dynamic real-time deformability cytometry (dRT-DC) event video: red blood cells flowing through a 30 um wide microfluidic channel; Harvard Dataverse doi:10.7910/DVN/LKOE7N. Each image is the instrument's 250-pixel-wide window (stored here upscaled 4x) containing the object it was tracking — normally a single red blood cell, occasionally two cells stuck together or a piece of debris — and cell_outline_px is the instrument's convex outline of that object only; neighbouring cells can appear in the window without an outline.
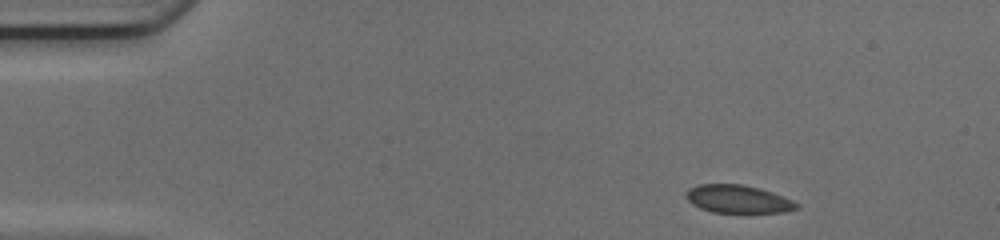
{"species": "common noctule bat (a hibernating species)", "species_latin": "Nyctalus noctula", "temperature_condition": "cold", "stored_images_in_passage": 44, "camera_frame_rate_fps": 3000, "um_per_image_px": 0.085, "animal": {"sex": "female", "body_mass_g": 17.0, "forearm_length_mm": 48.0}, "frame": {"image": 1, "passage_image": 1, "time_ms": 0.0, "image_size_px": [1000, 240], "cell_outline_px": [[800, 208], [784, 212], [712, 212], [700, 208], [692, 204], [684, 196], [688, 188], [700, 184], [744, 184], [760, 188], [772, 192], [792, 200], [800, 204]], "centroid_in_image_um": [62.73, 16.91], "position_along_channel_um": 22.3, "area_um2": 18.09}}
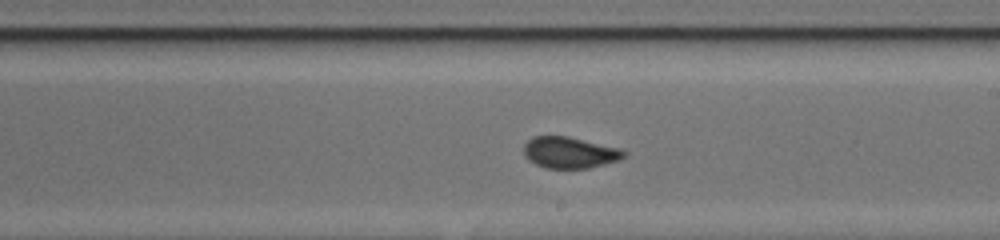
{"frame": {"image": 2, "passage_image": 23, "time_ms": 7.333, "image_size_px": [1000, 240], "cell_outline_px": [[628, 156], [620, 160], [588, 168], [544, 168], [528, 160], [524, 156], [524, 144], [532, 136], [568, 136], [620, 148], [628, 152]], "centroid_in_image_um": [48.44, 12.96], "position_along_channel_um": 240.6, "area_um2": 18.5}}
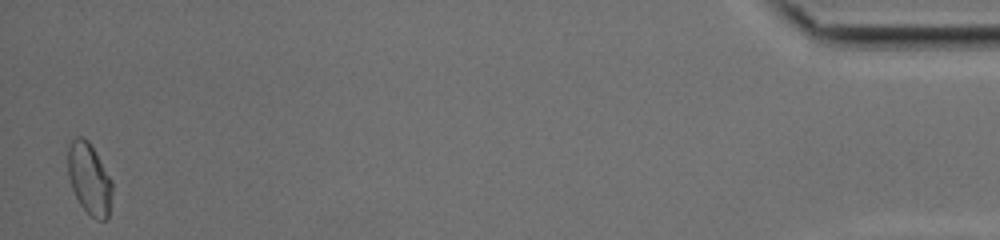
{"frame": {"image": 3, "passage_image": 43, "time_ms": 14.0, "image_size_px": [1000, 240], "cell_outline_px": [[112, 192], [108, 216], [104, 220], [96, 220], [80, 204], [72, 188], [68, 176], [68, 144], [76, 136], [80, 136], [88, 140], [112, 180]], "centroid_in_image_um": [7.58, 15.18], "position_along_channel_um": 427.6, "area_um2": 18.26}}